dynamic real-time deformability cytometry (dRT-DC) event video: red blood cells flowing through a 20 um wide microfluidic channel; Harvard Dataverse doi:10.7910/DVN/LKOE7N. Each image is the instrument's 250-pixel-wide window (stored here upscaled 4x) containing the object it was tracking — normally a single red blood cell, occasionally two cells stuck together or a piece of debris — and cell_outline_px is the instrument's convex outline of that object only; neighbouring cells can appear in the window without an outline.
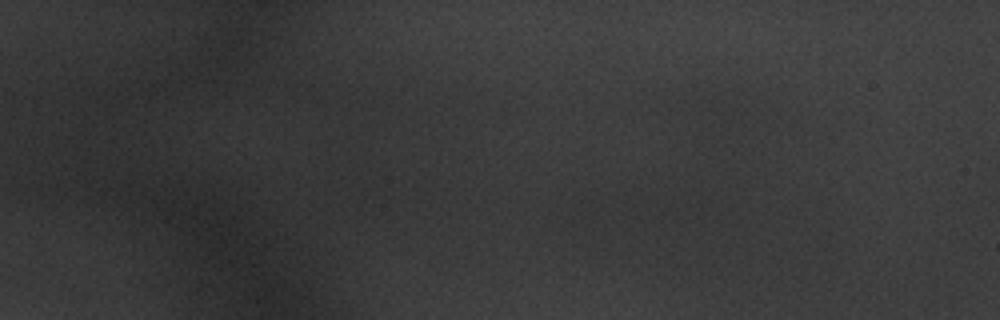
{"species": "common noctule bat (a hibernating species)", "species_latin": "Nyctalus noctula", "temperature_condition": "warm", "stored_images_in_passage": 2, "camera_frame_rate_fps": 3000, "um_per_image_px": 0.085, "animal": {"sex": "male", "body_mass_g": 20.1, "forearm_length_mm": 53.5}, "frame": {"image": 1, "passage_image": 2, "time_ms": 0.333, "image_size_px": [1000, 320], "cell_outline_px": [[712, 200], [704, 216], [700, 220], [660, 228], [644, 224], [648, 216], [664, 192], [704, 192]], "centroid_in_image_um": [57.68, 17.76], "position_along_channel_um": 27.3, "area_um2": 12.43}}